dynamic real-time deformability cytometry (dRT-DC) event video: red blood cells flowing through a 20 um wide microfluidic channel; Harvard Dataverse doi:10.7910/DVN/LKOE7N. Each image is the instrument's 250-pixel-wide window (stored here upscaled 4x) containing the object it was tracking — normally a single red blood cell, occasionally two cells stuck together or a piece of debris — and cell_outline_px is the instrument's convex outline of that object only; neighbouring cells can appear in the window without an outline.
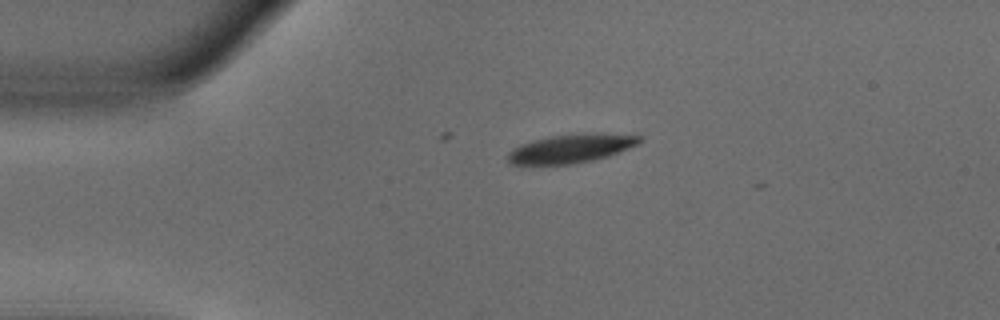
{"species": "common noctule bat (a hibernating species)", "species_latin": "Nyctalus noctula", "temperature_condition": "warm", "stored_images_in_passage": 5, "camera_frame_rate_fps": 3000, "um_per_image_px": 0.085, "animal": {"sex": "male", "body_mass_g": 18.8}, "frame": {"image": 1, "passage_image": 2, "time_ms": 0.333, "image_size_px": [1000, 320], "cell_outline_px": [[644, 140], [640, 144], [608, 156], [592, 160], [572, 164], [512, 164], [508, 160], [508, 152], [512, 148], [520, 144], [532, 140], [552, 136], [576, 132], [604, 132], [644, 136]], "centroid_in_image_um": [48.62, 12.58], "position_along_channel_um": 36.4, "area_um2": 22.54}}